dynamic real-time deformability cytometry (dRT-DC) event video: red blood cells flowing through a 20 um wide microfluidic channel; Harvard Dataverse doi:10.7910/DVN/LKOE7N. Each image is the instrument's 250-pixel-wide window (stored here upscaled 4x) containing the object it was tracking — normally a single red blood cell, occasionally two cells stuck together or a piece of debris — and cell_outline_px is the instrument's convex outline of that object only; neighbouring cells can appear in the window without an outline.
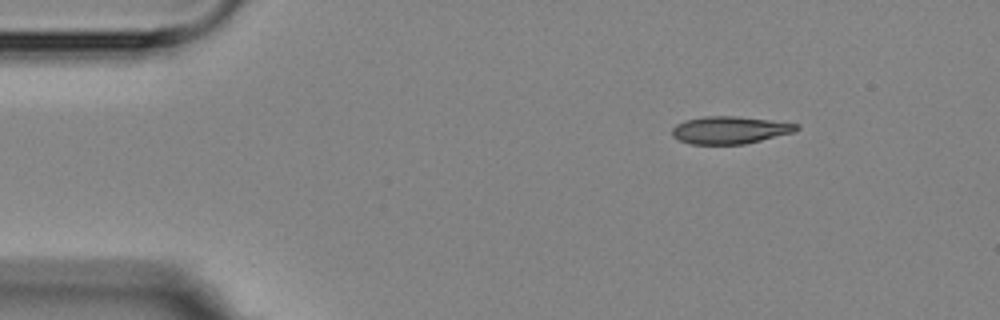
{"species": "Egyptian fruit bat (a non-hibernating species)", "species_latin": "Rousettus aegyptiacus", "temperature_condition": "room temperature", "stored_images_in_passage": 5, "camera_frame_rate_fps": 3000, "um_per_image_px": 0.085, "animal": {"sex": "female"}, "frame": {"image": 1, "passage_image": 1, "time_ms": 0.0, "image_size_px": [1000, 320], "cell_outline_px": [[800, 128], [792, 132], [744, 144], [692, 144], [680, 140], [672, 136], [672, 128], [676, 124], [684, 120], [704, 116], [736, 116], [800, 124]], "centroid_in_image_um": [62.0, 11.04], "position_along_channel_um": 23.0, "area_um2": 19.71}}
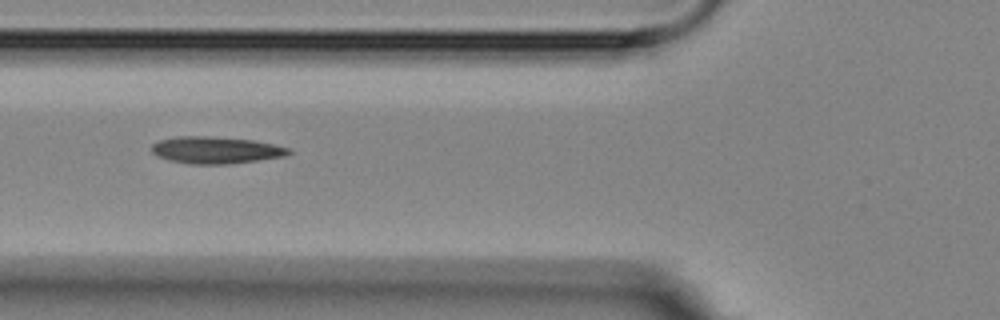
{"frame": {"image": 2, "passage_image": 4, "time_ms": 4.333, "image_size_px": [1000, 320], "cell_outline_px": [[292, 152], [284, 156], [232, 164], [192, 164], [168, 160], [156, 156], [152, 152], [152, 144], [160, 140], [176, 136], [212, 136], [252, 140], [272, 144], [288, 148]], "centroid_in_image_um": [18.31, 12.76], "position_along_channel_um": 107.5, "area_um2": 21.5}}
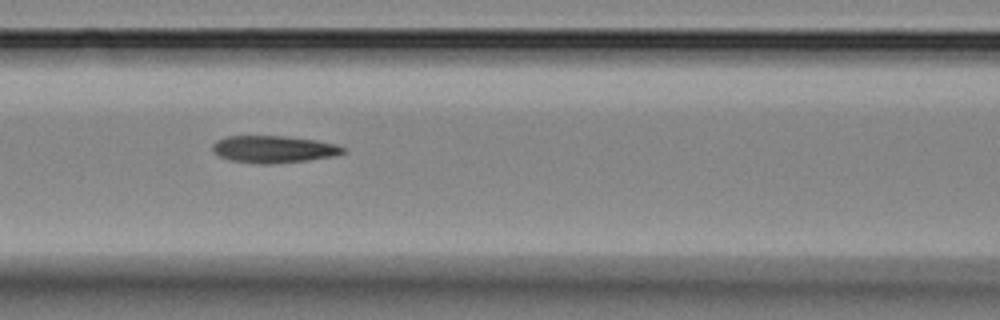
{"frame": {"image": 3, "passage_image": 5, "time_ms": 5.333, "image_size_px": [1000, 320], "cell_outline_px": [[348, 152], [332, 156], [308, 160], [272, 164], [256, 164], [228, 160], [212, 152], [212, 144], [216, 140], [228, 136], [284, 136], [316, 140], [336, 144], [348, 148]], "centroid_in_image_um": [23.26, 12.69], "position_along_channel_um": 143.3, "area_um2": 20.92}}